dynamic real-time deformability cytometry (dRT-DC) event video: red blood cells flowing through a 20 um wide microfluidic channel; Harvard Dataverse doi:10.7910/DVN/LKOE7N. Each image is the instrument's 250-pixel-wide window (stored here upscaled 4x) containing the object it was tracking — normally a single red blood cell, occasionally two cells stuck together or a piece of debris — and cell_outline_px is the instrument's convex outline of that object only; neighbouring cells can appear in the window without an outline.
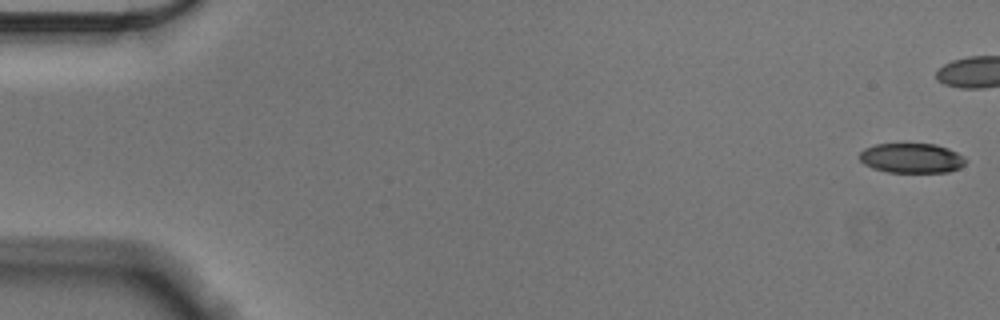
{"species": "Egyptian fruit bat (a non-hibernating species)", "species_latin": "Rousettus aegyptiacus", "temperature_condition": "cold", "stored_images_in_passage": 45, "camera_frame_rate_fps": 3000, "um_per_image_px": 0.085, "animal": {"sex": "male"}, "frame": {"image": 1, "passage_image": 1, "time_ms": 0.0, "image_size_px": [1000, 320], "cell_outline_px": [[968, 160], [960, 168], [948, 172], [888, 172], [872, 168], [864, 164], [860, 160], [860, 152], [864, 148], [876, 144], [936, 144], [948, 148], [964, 156]], "centroid_in_image_um": [77.5, 13.44], "position_along_channel_um": 7.5, "area_um2": 18.5}}
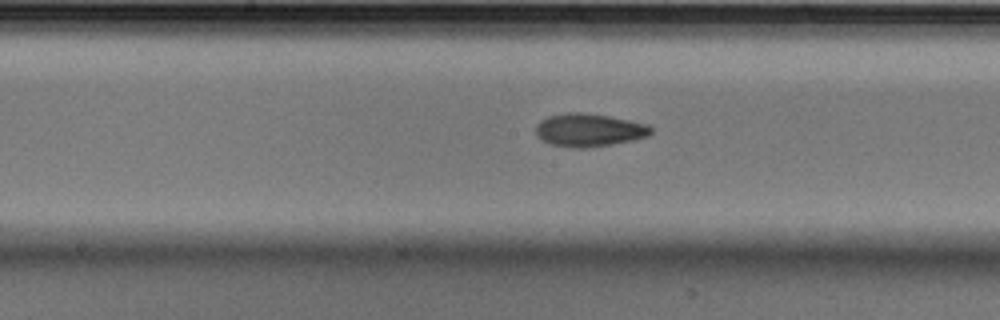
{"frame": {"image": 2, "passage_image": 29, "time_ms": 9.333, "image_size_px": [1000, 320], "cell_outline_px": [[652, 132], [648, 136], [632, 140], [612, 144], [588, 148], [572, 148], [548, 144], [536, 136], [536, 124], [540, 120], [548, 116], [568, 112], [584, 112], [608, 116], [648, 124], [652, 128]], "centroid_in_image_um": [50.03, 11.06], "position_along_channel_um": 198.2, "area_um2": 22.37}}
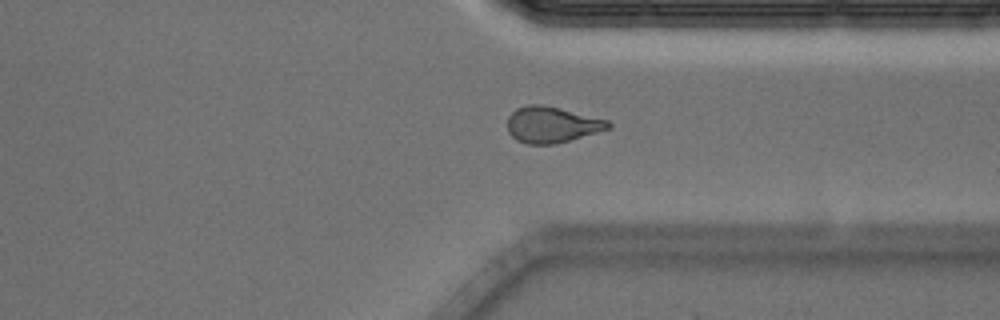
{"frame": {"image": 3, "passage_image": 43, "time_ms": 14.0, "image_size_px": [1000, 320], "cell_outline_px": [[612, 124], [608, 128], [596, 132], [556, 144], [528, 144], [516, 140], [508, 132], [508, 116], [516, 108], [528, 104], [544, 104], [608, 120]], "centroid_in_image_um": [46.86, 10.58], "position_along_channel_um": 364.5, "area_um2": 21.1}}